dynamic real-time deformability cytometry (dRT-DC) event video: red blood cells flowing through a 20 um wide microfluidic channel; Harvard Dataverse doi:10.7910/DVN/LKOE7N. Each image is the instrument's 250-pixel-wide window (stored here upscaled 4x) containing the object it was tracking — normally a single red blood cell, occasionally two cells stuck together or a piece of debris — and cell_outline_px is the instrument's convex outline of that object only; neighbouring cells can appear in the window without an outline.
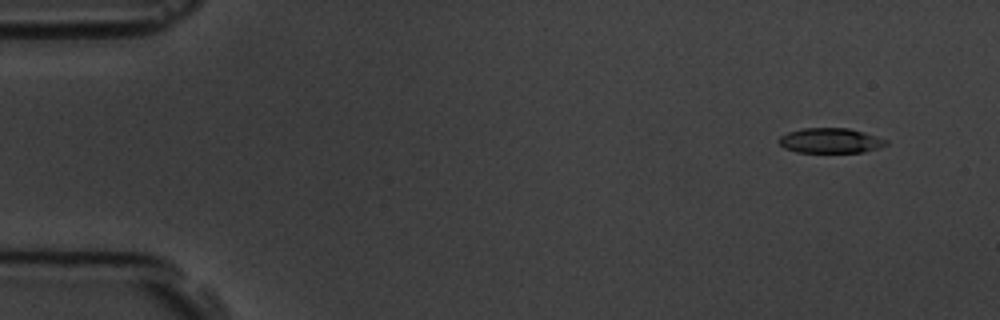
{"species": "common noctule bat (a hibernating species)", "species_latin": "Nyctalus noctula", "temperature_condition": "room temperature", "stored_images_in_passage": 7, "camera_frame_rate_fps": 3000, "um_per_image_px": 0.085, "animal": {"sex": "male", "body_mass_g": 19.5, "forearm_length_mm": 54.6}, "frame": {"image": 1, "passage_image": 2, "time_ms": 1.333, "image_size_px": [1000, 320], "cell_outline_px": [[888, 144], [880, 148], [864, 152], [796, 152], [784, 148], [780, 144], [780, 136], [788, 132], [804, 128], [848, 128], [876, 136], [888, 140]], "centroid_in_image_um": [70.61, 11.96], "position_along_channel_um": 14.4, "area_um2": 15.55}}
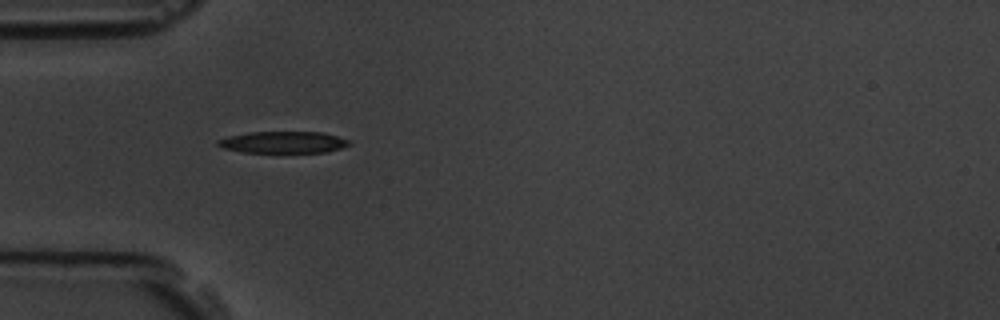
{"frame": {"image": 2, "passage_image": 6, "time_ms": 5.667, "image_size_px": [1000, 320], "cell_outline_px": [[352, 144], [328, 152], [244, 152], [224, 148], [216, 144], [216, 140], [228, 136], [248, 132], [324, 132], [352, 140]], "centroid_in_image_um": [24.12, 12.08], "position_along_channel_um": 60.9, "area_um2": 16.7}}
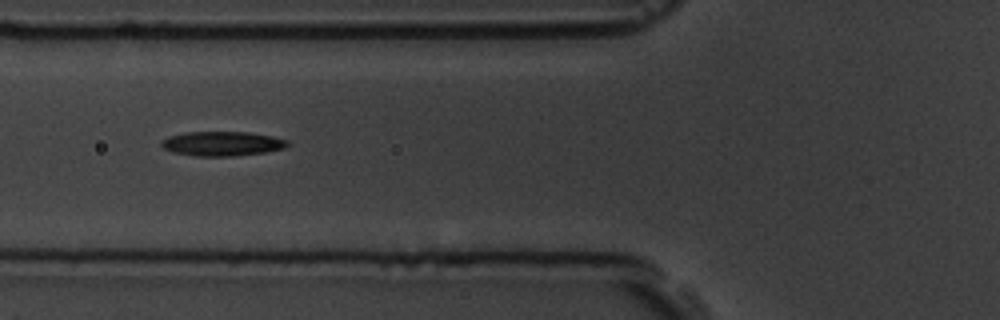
{"frame": {"image": 3, "passage_image": 7, "time_ms": 7.0, "image_size_px": [1000, 320], "cell_outline_px": [[288, 144], [284, 148], [264, 152], [232, 156], [196, 156], [172, 152], [164, 148], [160, 144], [160, 140], [168, 136], [184, 132], [248, 132], [272, 136], [288, 140]], "centroid_in_image_um": [18.83, 12.2], "position_along_channel_um": 107.0, "area_um2": 17.98}}